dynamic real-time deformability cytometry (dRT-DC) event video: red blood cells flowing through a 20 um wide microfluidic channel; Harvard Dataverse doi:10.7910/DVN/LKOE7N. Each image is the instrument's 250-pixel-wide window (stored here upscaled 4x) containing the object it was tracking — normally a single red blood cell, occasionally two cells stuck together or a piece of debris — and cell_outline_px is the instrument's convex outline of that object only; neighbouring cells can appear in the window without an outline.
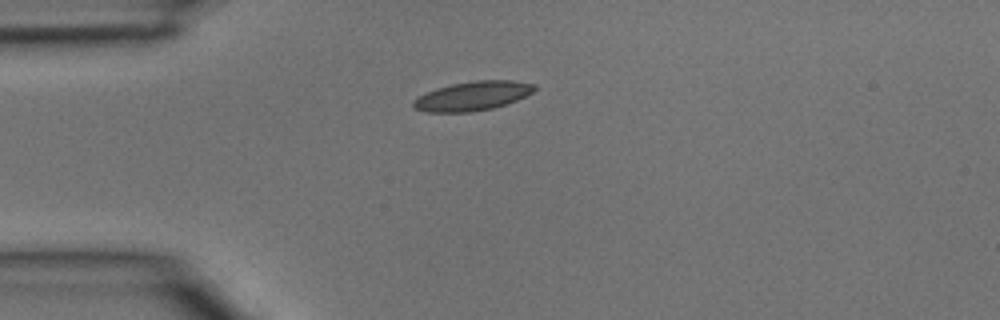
{"species": "common noctule bat (a hibernating species)", "species_latin": "Nyctalus noctula", "temperature_condition": "room temperature", "stored_images_in_passage": 2, "camera_frame_rate_fps": 3000, "um_per_image_px": 0.085, "animal": {"sex": "male", "body_mass_g": 15.6}, "frame": {"image": 1, "passage_image": 1, "time_ms": 0.0, "image_size_px": [1000, 320], "cell_outline_px": [[536, 88], [532, 92], [516, 100], [492, 108], [468, 112], [428, 112], [412, 108], [412, 100], [416, 96], [436, 88], [452, 84], [476, 80], [512, 80], [536, 84]], "centroid_in_image_um": [40.11, 8.15], "position_along_channel_um": 44.9, "area_um2": 20.58}}
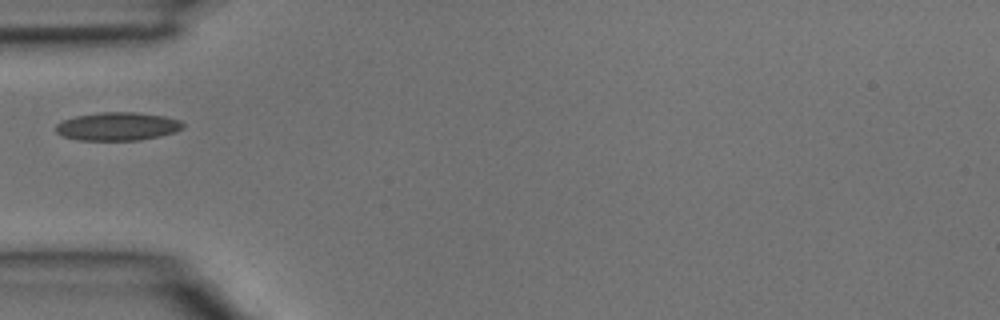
{"frame": {"image": 2, "passage_image": 2, "time_ms": 0.333, "image_size_px": [1000, 320], "cell_outline_px": [[184, 128], [176, 132], [160, 136], [140, 140], [80, 140], [64, 136], [56, 132], [56, 124], [64, 120], [76, 116], [100, 112], [136, 112], [164, 116], [180, 120], [184, 124]], "centroid_in_image_um": [10.03, 10.74], "position_along_channel_um": 75.0, "area_um2": 20.92}}